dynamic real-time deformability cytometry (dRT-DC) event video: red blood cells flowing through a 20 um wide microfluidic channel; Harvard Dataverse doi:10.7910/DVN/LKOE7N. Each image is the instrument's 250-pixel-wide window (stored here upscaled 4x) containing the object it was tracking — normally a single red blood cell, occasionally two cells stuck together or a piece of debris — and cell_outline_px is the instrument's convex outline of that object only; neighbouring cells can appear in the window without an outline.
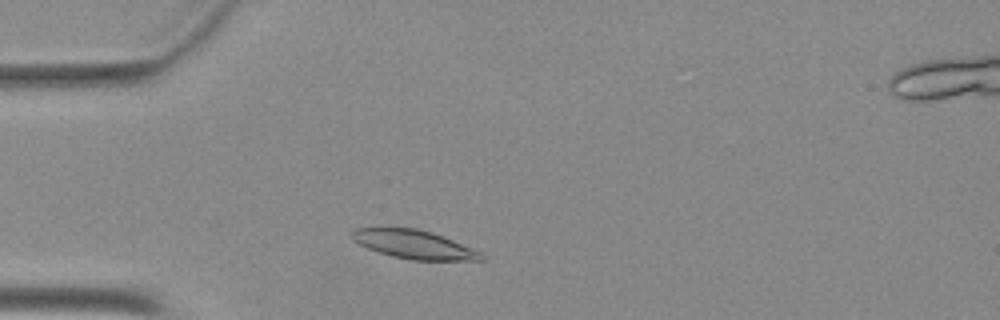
{"species": "Egyptian fruit bat (a non-hibernating species)", "species_latin": "Rousettus aegyptiacus", "temperature_condition": "warm", "stored_images_in_passage": 37, "camera_frame_rate_fps": 3000, "um_per_image_px": 0.085, "animal": {"sex": "female"}, "frame": {"image": 1, "passage_image": 5, "time_ms": 1.333, "image_size_px": [1000, 320], "cell_outline_px": [[484, 260], [412, 260], [392, 256], [368, 248], [352, 240], [352, 232], [356, 228], [416, 228], [432, 232], [452, 240], [480, 252], [484, 256]], "centroid_in_image_um": [35.18, 20.78], "position_along_channel_um": 49.8, "area_um2": 21.15}}
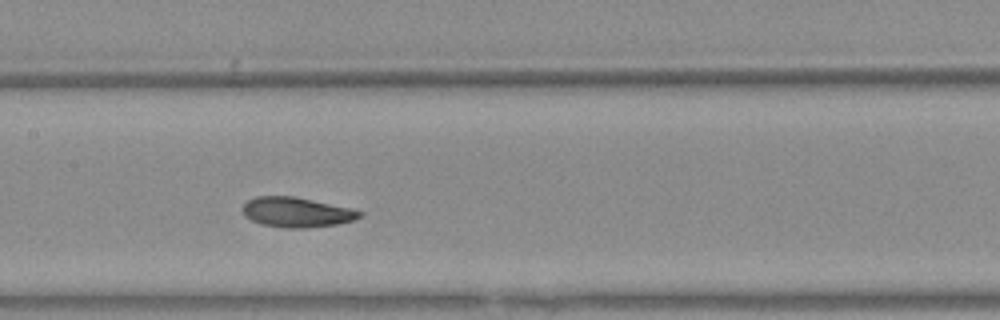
{"frame": {"image": 2, "passage_image": 16, "time_ms": 5.0, "image_size_px": [1000, 320], "cell_outline_px": [[364, 216], [352, 220], [336, 224], [304, 228], [284, 228], [260, 224], [244, 216], [240, 208], [248, 200], [256, 196], [296, 196], [348, 208], [364, 212]], "centroid_in_image_um": [25.16, 18.04], "position_along_channel_um": 182.2, "area_um2": 20.46}}
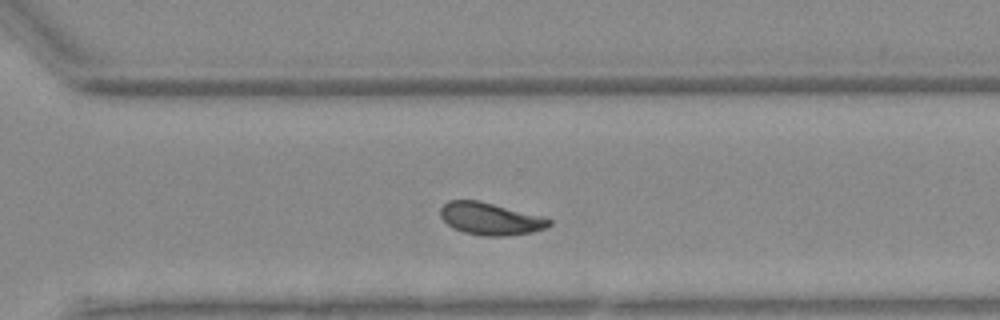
{"frame": {"image": 3, "passage_image": 27, "time_ms": 8.667, "image_size_px": [1000, 320], "cell_outline_px": [[552, 224], [544, 228], [532, 232], [508, 236], [484, 236], [464, 232], [452, 228], [440, 216], [440, 208], [448, 200], [480, 200], [540, 216], [552, 220]], "centroid_in_image_um": [41.65, 18.59], "position_along_channel_um": 328.9, "area_um2": 20.4}}